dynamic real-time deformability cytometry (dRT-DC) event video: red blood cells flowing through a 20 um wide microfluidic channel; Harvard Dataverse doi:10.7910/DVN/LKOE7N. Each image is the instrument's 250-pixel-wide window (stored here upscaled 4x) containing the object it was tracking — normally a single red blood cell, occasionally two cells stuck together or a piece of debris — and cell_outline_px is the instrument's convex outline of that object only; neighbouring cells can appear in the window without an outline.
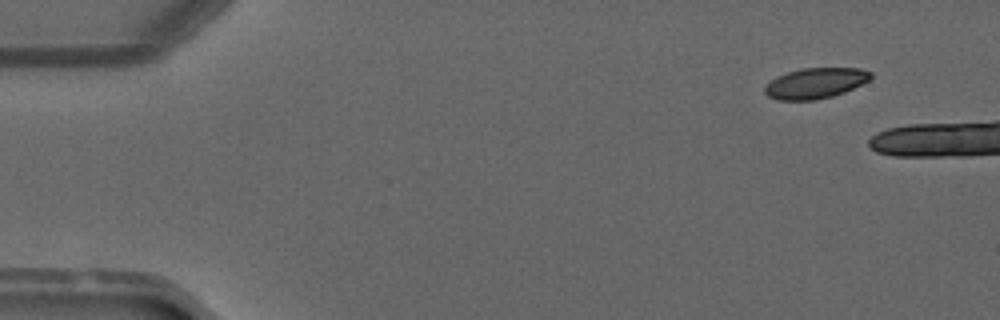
{"species": "common noctule bat (a hibernating species)", "species_latin": "Nyctalus noctula", "temperature_condition": "warm", "stored_images_in_passage": 6, "camera_frame_rate_fps": 3000, "um_per_image_px": 0.085, "animal": {"sex": "male", "forearm_length_mm": 52.5}, "frame": {"image": 1, "passage_image": 1, "time_ms": 0.0, "image_size_px": [1000, 320], "cell_outline_px": [[872, 76], [868, 80], [844, 92], [832, 96], [816, 100], [776, 100], [768, 96], [764, 92], [764, 88], [776, 76], [788, 72], [804, 68], [860, 68], [872, 72]], "centroid_in_image_um": [69.29, 7.07], "position_along_channel_um": 15.7, "area_um2": 18.73}}